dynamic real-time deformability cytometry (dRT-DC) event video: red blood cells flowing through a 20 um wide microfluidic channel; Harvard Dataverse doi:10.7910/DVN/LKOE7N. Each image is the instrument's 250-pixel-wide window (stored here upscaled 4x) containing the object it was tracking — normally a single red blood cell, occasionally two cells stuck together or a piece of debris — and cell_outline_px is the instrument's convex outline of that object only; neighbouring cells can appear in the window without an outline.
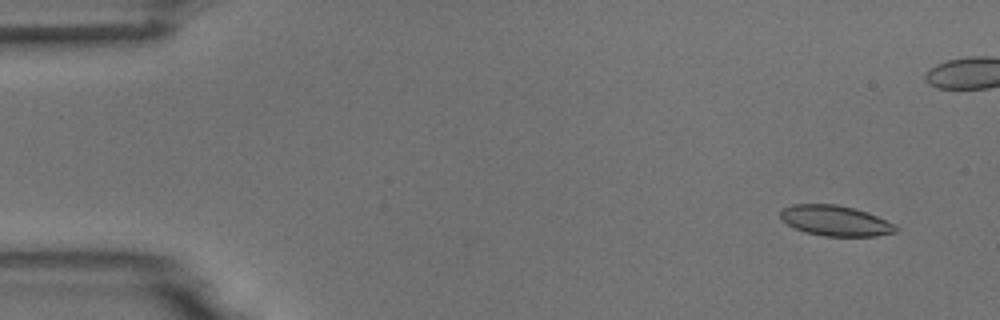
{"species": "common noctule bat (a hibernating species)", "species_latin": "Nyctalus noctula", "temperature_condition": "room temperature", "stored_images_in_passage": 6, "camera_frame_rate_fps": 3000, "um_per_image_px": 0.085, "animal": {"sex": "male", "body_mass_g": 18.8}, "frame": {"image": 1, "passage_image": 1, "time_ms": 0.0, "image_size_px": [1000, 320], "cell_outline_px": [[900, 228], [896, 232], [876, 236], [824, 236], [804, 232], [780, 220], [780, 212], [784, 208], [792, 204], [836, 204], [868, 212]], "centroid_in_image_um": [70.98, 18.76], "position_along_channel_um": 14.0, "area_um2": 20.35}}